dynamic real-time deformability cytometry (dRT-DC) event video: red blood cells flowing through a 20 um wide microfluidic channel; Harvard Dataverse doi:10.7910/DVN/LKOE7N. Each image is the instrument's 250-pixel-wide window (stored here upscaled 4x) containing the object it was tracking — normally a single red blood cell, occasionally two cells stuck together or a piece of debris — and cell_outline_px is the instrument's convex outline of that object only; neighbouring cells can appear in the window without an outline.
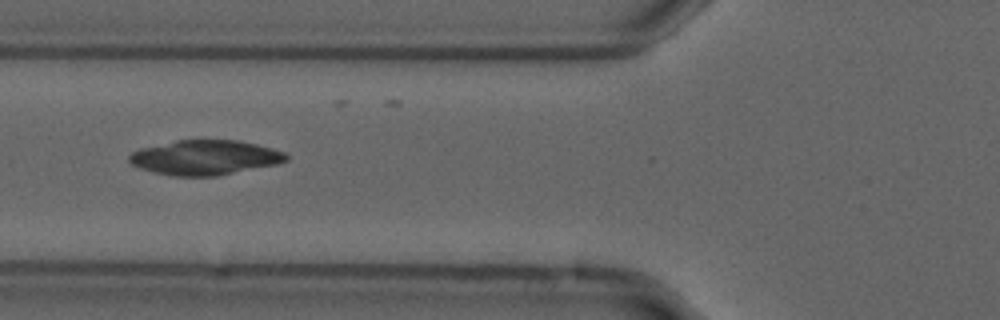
{"species": "common noctule bat (a hibernating species)", "species_latin": "Nyctalus noctula", "temperature_condition": "cold", "stored_images_in_passage": 41, "camera_frame_rate_fps": 3000, "um_per_image_px": 0.085, "animal": {"sex": "male", "forearm_length_mm": 52.5}, "frame": {"image": 1, "passage_image": 7, "time_ms": 2.0, "image_size_px": [1000, 320], "cell_outline_px": [[288, 160], [276, 164], [216, 176], [172, 176], [140, 168], [132, 164], [128, 160], [128, 156], [132, 152], [140, 148], [176, 140], [240, 140], [272, 148], [284, 152], [288, 156]], "centroid_in_image_um": [17.41, 13.38], "position_along_channel_um": 108.4, "area_um2": 31.67}}
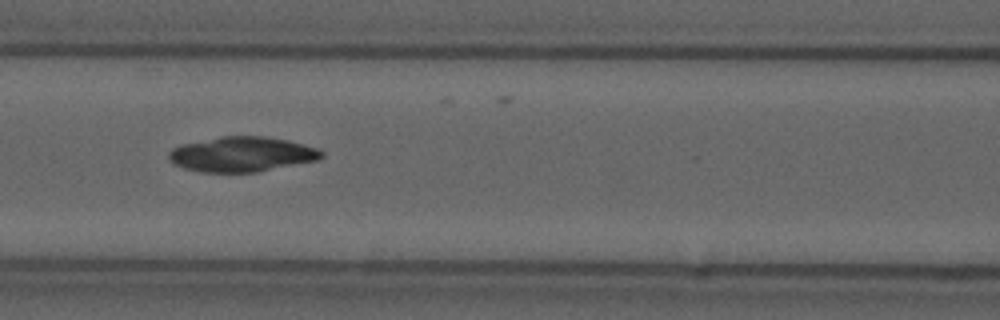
{"frame": {"image": 2, "passage_image": 10, "time_ms": 3.0, "image_size_px": [1000, 320], "cell_outline_px": [[324, 156], [320, 160], [256, 172], [200, 172], [184, 168], [168, 160], [168, 152], [172, 148], [180, 144], [220, 136], [264, 136], [288, 140], [316, 148], [324, 152]], "centroid_in_image_um": [20.55, 13.11], "position_along_channel_um": 146.0, "area_um2": 31.33}}
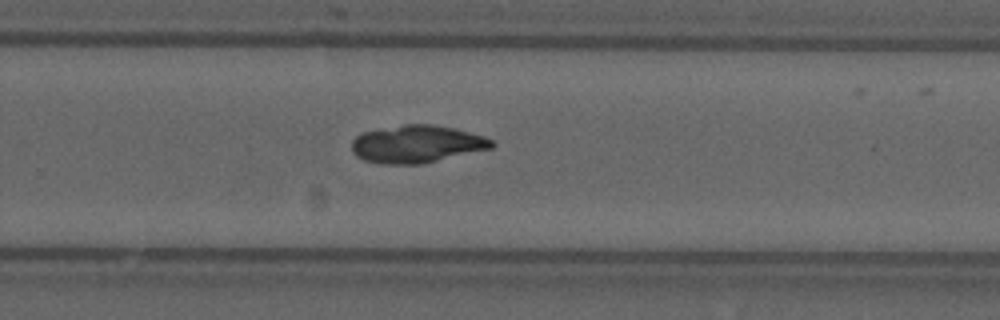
{"frame": {"image": 3, "passage_image": 22, "time_ms": 7.0, "image_size_px": [1000, 320], "cell_outline_px": [[496, 144], [492, 148], [420, 164], [380, 164], [364, 160], [356, 156], [352, 152], [352, 140], [356, 136], [364, 132], [404, 124], [432, 124], [452, 128], [484, 136], [492, 140]], "centroid_in_image_um": [35.41, 12.25], "position_along_channel_um": 294.4, "area_um2": 30.46}}